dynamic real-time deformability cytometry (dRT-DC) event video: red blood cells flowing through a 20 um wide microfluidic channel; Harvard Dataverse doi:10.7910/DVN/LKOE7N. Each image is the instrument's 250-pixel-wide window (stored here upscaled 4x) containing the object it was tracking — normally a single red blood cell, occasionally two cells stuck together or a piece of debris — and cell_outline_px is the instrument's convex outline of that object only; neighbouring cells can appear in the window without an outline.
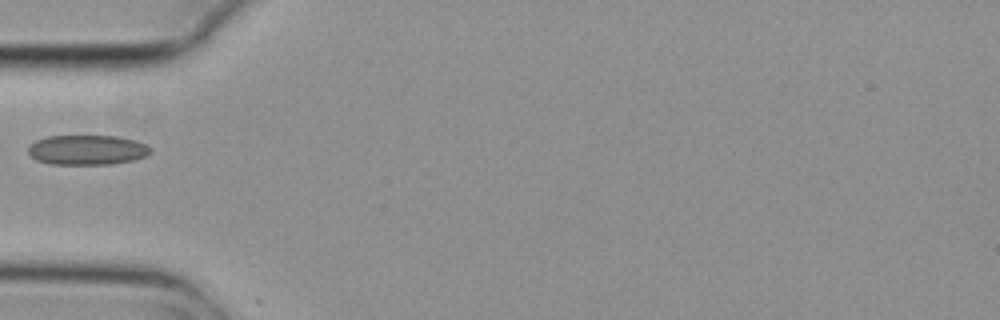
{"species": "common noctule bat (a hibernating species)", "species_latin": "Nyctalus noctula", "temperature_condition": "cold", "stored_images_in_passage": 5, "camera_frame_rate_fps": 3000, "um_per_image_px": 0.085, "animal": {"sex": "female", "body_mass_g": 29.2, "forearm_length_mm": 56.3}, "frame": {"image": 1, "passage_image": 5, "time_ms": 1.333, "image_size_px": [1000, 320], "cell_outline_px": [[152, 152], [144, 156], [132, 160], [108, 164], [52, 164], [36, 160], [28, 152], [28, 148], [36, 140], [48, 136], [116, 136], [136, 140], [152, 148]], "centroid_in_image_um": [7.41, 12.74], "position_along_channel_um": 77.6, "area_um2": 21.1}}